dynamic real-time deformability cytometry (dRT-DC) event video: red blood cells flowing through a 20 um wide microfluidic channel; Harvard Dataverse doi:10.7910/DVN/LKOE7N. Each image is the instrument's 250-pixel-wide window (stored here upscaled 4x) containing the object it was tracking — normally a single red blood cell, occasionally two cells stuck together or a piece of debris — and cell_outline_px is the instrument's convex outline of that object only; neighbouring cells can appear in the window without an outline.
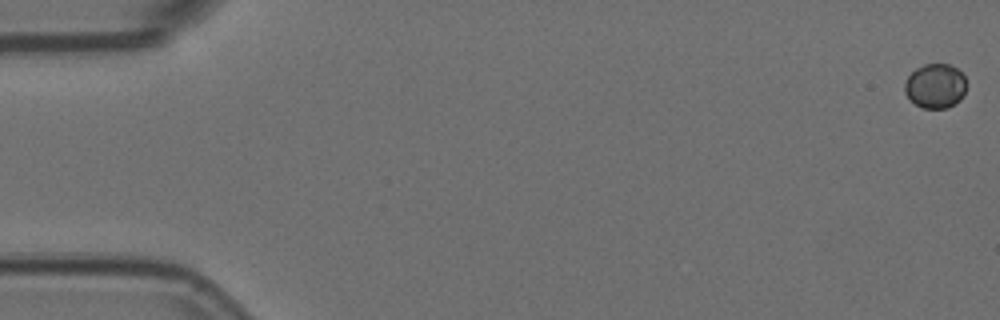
{"species": "Egyptian fruit bat (a non-hibernating species)", "species_latin": "Rousettus aegyptiacus", "temperature_condition": "room temperature", "stored_images_in_passage": 6, "camera_frame_rate_fps": 3000, "um_per_image_px": 0.085, "animal": {"sex": "female"}, "frame": {"image": 1, "passage_image": 1, "time_ms": 0.0, "image_size_px": [1000, 320], "cell_outline_px": [[964, 96], [960, 100], [948, 108], [924, 108], [916, 104], [904, 92], [904, 84], [908, 76], [916, 68], [924, 64], [948, 64], [956, 68], [964, 76]], "centroid_in_image_um": [79.49, 7.31], "position_along_channel_um": 5.5, "area_um2": 15.84}}
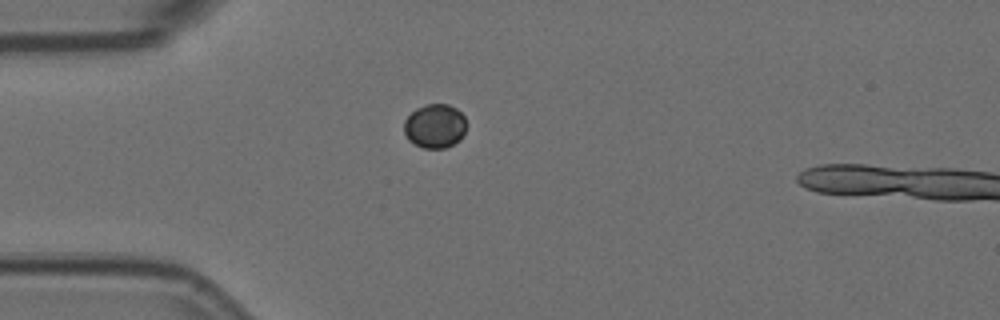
{"frame": {"image": 2, "passage_image": 5, "time_ms": 1.333, "image_size_px": [1000, 320], "cell_outline_px": [[464, 132], [460, 140], [444, 148], [424, 148], [408, 140], [404, 132], [404, 120], [416, 108], [424, 104], [448, 104], [456, 108], [464, 116]], "centroid_in_image_um": [36.94, 10.7], "position_along_channel_um": 48.1, "area_um2": 15.9}}